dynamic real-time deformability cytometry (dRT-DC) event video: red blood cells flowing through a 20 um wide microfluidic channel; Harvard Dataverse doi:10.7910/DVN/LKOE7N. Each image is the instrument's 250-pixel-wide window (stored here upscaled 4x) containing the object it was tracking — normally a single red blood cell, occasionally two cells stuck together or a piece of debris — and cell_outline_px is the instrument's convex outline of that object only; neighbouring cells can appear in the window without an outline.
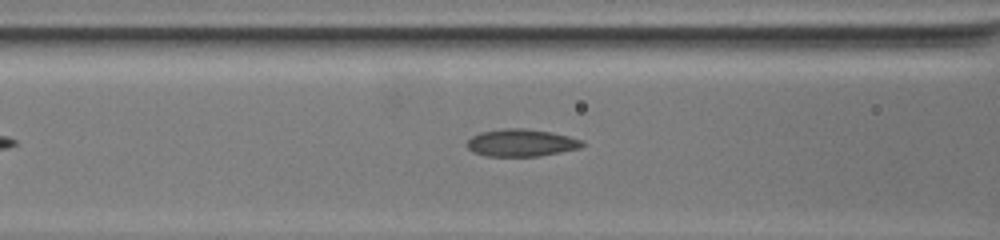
{"species": "common noctule bat (a hibernating species)", "species_latin": "Nyctalus noctula", "temperature_condition": "warm", "stored_images_in_passage": 10, "camera_frame_rate_fps": 3000, "um_per_image_px": 0.085, "animal": {"sex": "female", "body_mass_g": 19.5, "forearm_length_mm": 54.1}, "frame": {"image": 1, "passage_image": 5, "time_ms": 2.0, "image_size_px": [1000, 240], "cell_outline_px": [[584, 144], [580, 148], [540, 156], [484, 156], [472, 152], [464, 144], [472, 136], [480, 132], [504, 128], [524, 128], [548, 132], [568, 136], [584, 140]], "centroid_in_image_um": [44.26, 12.14], "position_along_channel_um": 122.3, "area_um2": 18.44}}
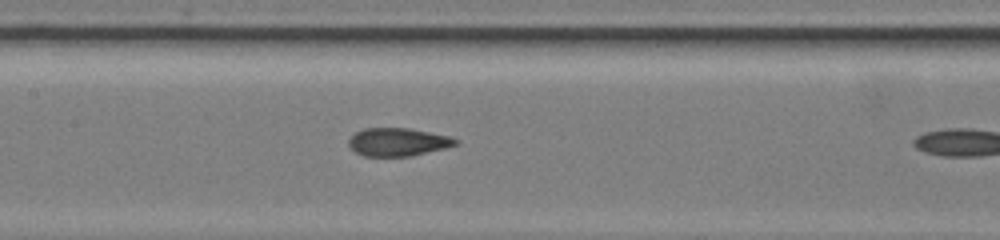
{"frame": {"image": 2, "passage_image": 9, "time_ms": 3.667, "image_size_px": [1000, 240], "cell_outline_px": [[460, 144], [412, 156], [364, 156], [356, 152], [348, 144], [348, 140], [356, 132], [364, 128], [408, 128], [448, 136], [460, 140]], "centroid_in_image_um": [33.84, 12.07], "position_along_channel_um": 173.6, "area_um2": 17.4}}